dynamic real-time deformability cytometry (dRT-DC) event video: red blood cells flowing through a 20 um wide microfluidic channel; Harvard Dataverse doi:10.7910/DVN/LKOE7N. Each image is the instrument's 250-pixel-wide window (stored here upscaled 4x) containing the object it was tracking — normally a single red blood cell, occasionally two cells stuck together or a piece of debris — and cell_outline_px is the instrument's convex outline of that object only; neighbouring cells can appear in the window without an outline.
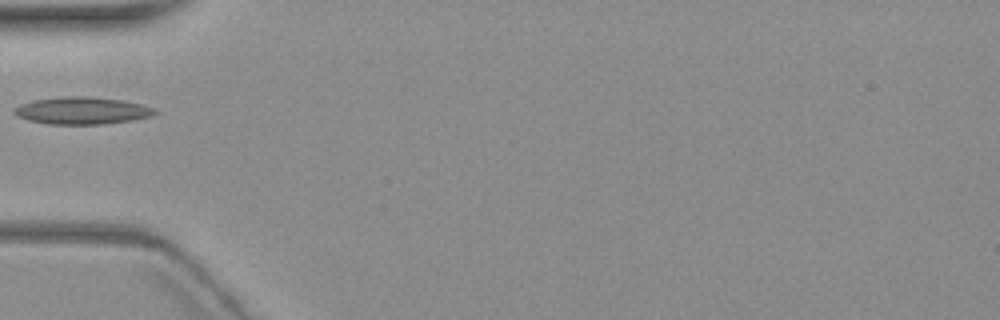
{"species": "common noctule bat (a hibernating species)", "species_latin": "Nyctalus noctula", "temperature_condition": "warm", "stored_images_in_passage": 6, "camera_frame_rate_fps": 3000, "um_per_image_px": 0.085, "animal": {"sex": "female", "body_mass_g": 19.3, "forearm_length_mm": 54.1}, "frame": {"image": 1, "passage_image": 6, "time_ms": 6.333, "image_size_px": [1000, 320], "cell_outline_px": [[156, 112], [148, 116], [132, 120], [104, 124], [48, 124], [28, 120], [16, 116], [12, 112], [20, 104], [36, 100], [60, 96], [92, 96], [124, 100], [156, 108]], "centroid_in_image_um": [6.95, 9.39], "position_along_channel_um": 78.0, "area_um2": 22.31}}